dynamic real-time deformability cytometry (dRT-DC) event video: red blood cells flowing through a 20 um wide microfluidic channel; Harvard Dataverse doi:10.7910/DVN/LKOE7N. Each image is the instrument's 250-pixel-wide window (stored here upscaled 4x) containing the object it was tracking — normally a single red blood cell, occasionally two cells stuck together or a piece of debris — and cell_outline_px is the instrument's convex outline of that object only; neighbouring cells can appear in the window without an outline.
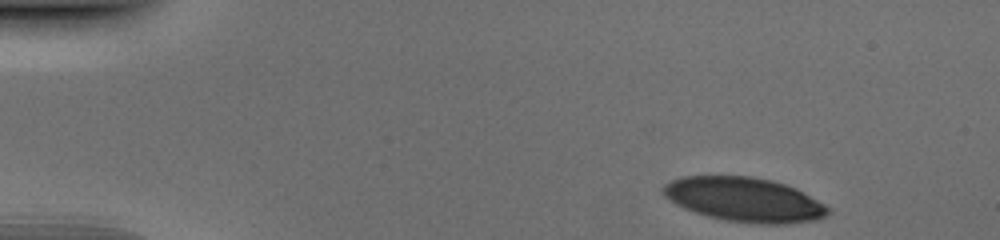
{"species": "human", "species_latin": "Homo sapiens", "temperature_condition": "cold", "stored_images_in_passage": 40, "camera_frame_rate_fps": 3000, "um_per_image_px": 0.085, "donor": {"sex": "male"}, "frame": {"image": 1, "passage_image": 1, "time_ms": 0.0, "image_size_px": [1000, 240], "cell_outline_px": [[828, 212], [824, 216], [816, 220], [784, 224], [760, 224], [728, 220], [708, 216], [684, 208], [676, 204], [664, 196], [660, 192], [660, 188], [664, 184], [680, 176], [752, 176], [772, 180], [796, 188], [824, 204], [828, 208]], "centroid_in_image_um": [63.22, 16.95], "position_along_channel_um": 21.8, "area_um2": 42.43}}
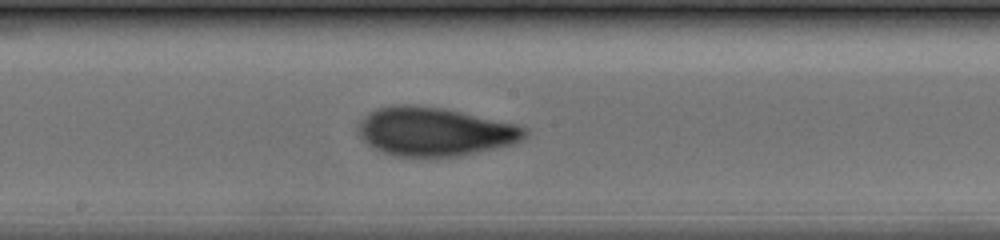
{"frame": {"image": 2, "passage_image": 23, "time_ms": 7.333, "image_size_px": [1000, 240], "cell_outline_px": [[528, 136], [524, 140], [512, 144], [456, 156], [396, 156], [380, 152], [372, 148], [360, 136], [356, 124], [368, 112], [376, 108], [392, 104], [408, 104], [444, 108], [520, 124], [528, 128]], "centroid_in_image_um": [36.95, 11.16], "position_along_channel_um": 211.3, "area_um2": 47.74}}
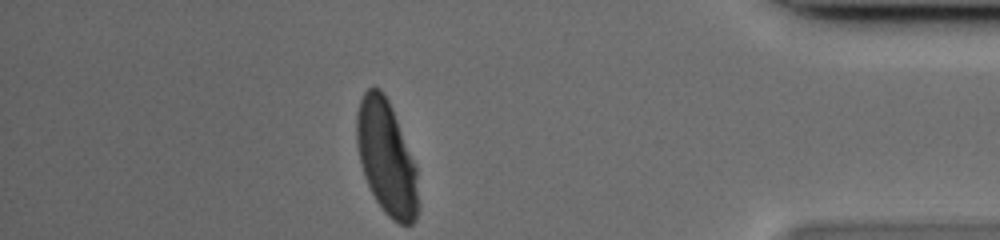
{"frame": {"image": 3, "passage_image": 40, "time_ms": 13.0, "image_size_px": [1000, 240], "cell_outline_px": [[420, 204], [416, 220], [412, 224], [400, 224], [392, 220], [384, 212], [376, 200], [364, 176], [360, 164], [356, 144], [356, 112], [360, 100], [364, 92], [368, 88], [380, 88], [384, 92], [392, 108], [416, 164]], "centroid_in_image_um": [32.86, 13.43], "position_along_channel_um": 402.3, "area_um2": 41.5}}